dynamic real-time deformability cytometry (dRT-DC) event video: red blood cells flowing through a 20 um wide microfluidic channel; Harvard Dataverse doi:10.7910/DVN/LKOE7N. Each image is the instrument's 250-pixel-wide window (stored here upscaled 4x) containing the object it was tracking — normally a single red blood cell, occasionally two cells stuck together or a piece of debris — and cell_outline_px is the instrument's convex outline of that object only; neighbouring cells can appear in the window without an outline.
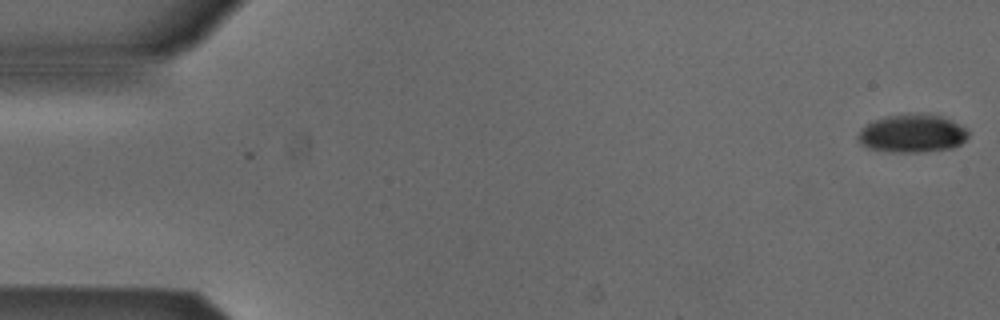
{"species": "Egyptian fruit bat (a non-hibernating species)", "species_latin": "Rousettus aegyptiacus", "temperature_condition": "cold", "stored_images_in_passage": 11, "camera_frame_rate_fps": 3000, "um_per_image_px": 0.085, "animal": {"sex": "male"}, "frame": {"image": 1, "passage_image": 1, "time_ms": 0.0, "image_size_px": [1000, 320], "cell_outline_px": [[968, 136], [960, 144], [952, 148], [916, 152], [900, 152], [868, 148], [860, 144], [856, 140], [856, 136], [868, 124], [876, 120], [888, 116], [940, 116], [968, 128]], "centroid_in_image_um": [77.54, 11.39], "position_along_channel_um": 7.5, "area_um2": 23.52}}